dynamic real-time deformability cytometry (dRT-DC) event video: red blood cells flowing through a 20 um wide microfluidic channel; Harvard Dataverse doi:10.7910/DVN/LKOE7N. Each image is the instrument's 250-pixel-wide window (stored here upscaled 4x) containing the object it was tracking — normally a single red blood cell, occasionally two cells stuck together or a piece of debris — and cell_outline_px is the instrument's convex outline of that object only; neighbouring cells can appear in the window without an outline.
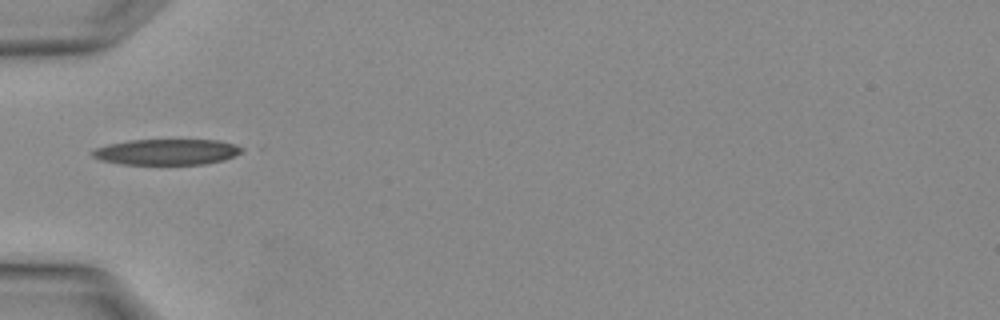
{"species": "Egyptian fruit bat (a non-hibernating species)", "species_latin": "Rousettus aegyptiacus", "temperature_condition": "warm", "stored_images_in_passage": 1, "camera_frame_rate_fps": 3000, "um_per_image_px": 0.085, "animal": {"sex": "female"}, "frame": {"image": 1, "passage_image": 1, "time_ms": 0.0, "image_size_px": [1000, 320], "cell_outline_px": [[244, 148], [240, 152], [224, 160], [204, 164], [120, 164], [100, 160], [92, 156], [88, 152], [92, 148], [108, 144], [128, 140], [220, 140], [236, 144]], "centroid_in_image_um": [14.1, 12.91], "position_along_channel_um": 70.9, "area_um2": 22.66}}